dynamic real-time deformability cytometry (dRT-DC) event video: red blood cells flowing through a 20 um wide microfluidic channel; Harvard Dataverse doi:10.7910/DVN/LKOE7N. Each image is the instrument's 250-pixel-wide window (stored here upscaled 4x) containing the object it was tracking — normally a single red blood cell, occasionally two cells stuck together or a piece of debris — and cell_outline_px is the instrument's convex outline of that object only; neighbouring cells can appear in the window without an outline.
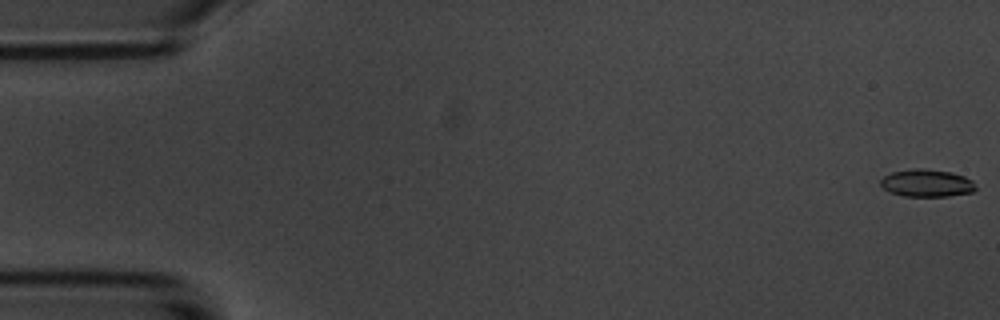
{"species": "common noctule bat (a hibernating species)", "species_latin": "Nyctalus noctula", "temperature_condition": "room temperature", "stored_images_in_passage": 57, "camera_frame_rate_fps": 3000, "um_per_image_px": 0.085, "animal": {"sex": "male", "body_mass_g": 20.1, "forearm_length_mm": 53.5}, "frame": {"image": 1, "passage_image": 1, "time_ms": 0.0, "image_size_px": [1000, 320], "cell_outline_px": [[976, 192], [948, 196], [904, 196], [892, 192], [884, 188], [880, 184], [880, 180], [884, 176], [892, 172], [916, 168], [952, 172], [964, 176], [972, 180], [976, 188]], "centroid_in_image_um": [78.81, 15.57], "position_along_channel_um": 6.2, "area_um2": 15.14}}
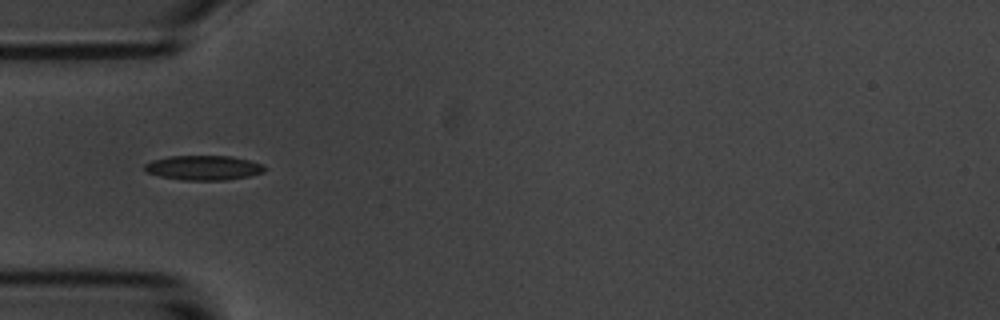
{"frame": {"image": 2, "passage_image": 18, "time_ms": 5.667, "image_size_px": [1000, 320], "cell_outline_px": [[264, 172], [248, 176], [224, 180], [184, 180], [160, 176], [148, 172], [144, 168], [144, 164], [152, 160], [172, 156], [232, 156], [264, 164]], "centroid_in_image_um": [17.31, 14.25], "position_along_channel_um": 67.7, "area_um2": 17.05}}
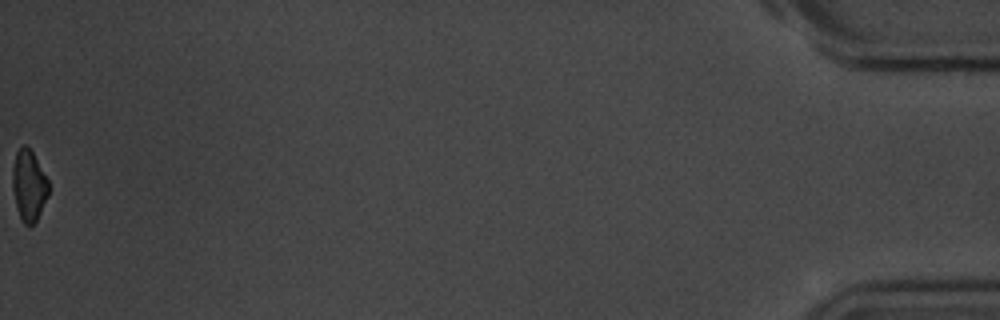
{"frame": {"image": 3, "passage_image": 57, "time_ms": 18.667, "image_size_px": [1000, 320], "cell_outline_px": [[48, 196], [36, 220], [28, 228], [20, 220], [16, 208], [12, 188], [12, 168], [16, 152], [24, 144], [32, 152], [48, 180]], "centroid_in_image_um": [2.42, 15.81], "position_along_channel_um": 432.8, "area_um2": 14.91}, "authors_computed_cell_mechanics": {"area_um2": 16.3574, "velocity_mm_per_s": 3.5886, "shape_relaxation_time_tau1_ms": 2.9896, "shape_relaxation_time_tau2_ms": 5.949, "deformation_change_tau1": 0.1066, "deformation_change_tau2": 0.12}}